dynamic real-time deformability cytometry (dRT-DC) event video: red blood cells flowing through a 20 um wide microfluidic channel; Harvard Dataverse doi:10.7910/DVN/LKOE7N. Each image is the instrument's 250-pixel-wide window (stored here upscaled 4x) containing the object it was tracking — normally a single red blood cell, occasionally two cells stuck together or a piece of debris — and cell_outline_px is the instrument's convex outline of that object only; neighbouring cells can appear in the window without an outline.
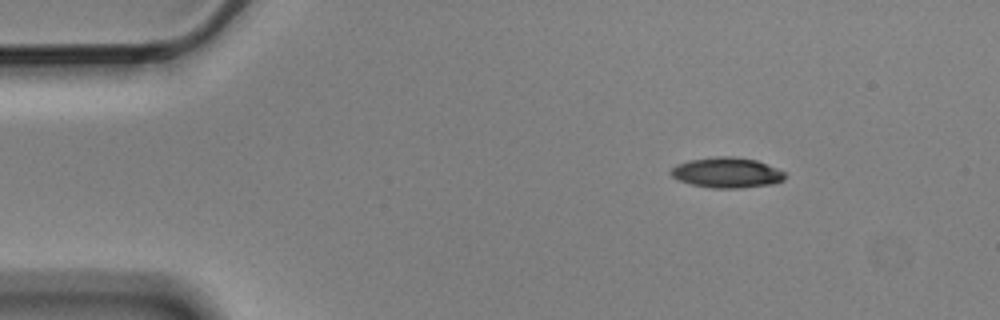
{"species": "Egyptian fruit bat (a non-hibernating species)", "species_latin": "Rousettus aegyptiacus", "temperature_condition": "cold", "stored_images_in_passage": 4, "camera_frame_rate_fps": 3000, "um_per_image_px": 0.085, "animal": {"sex": "male"}, "frame": {"image": 1, "passage_image": 1, "time_ms": 0.0, "image_size_px": [1000, 320], "cell_outline_px": [[784, 180], [772, 184], [740, 188], [712, 188], [692, 184], [676, 180], [668, 172], [676, 164], [688, 160], [716, 156], [732, 156], [756, 160], [776, 168], [784, 172]], "centroid_in_image_um": [61.73, 14.67], "position_along_channel_um": 23.3, "area_um2": 20.23}}
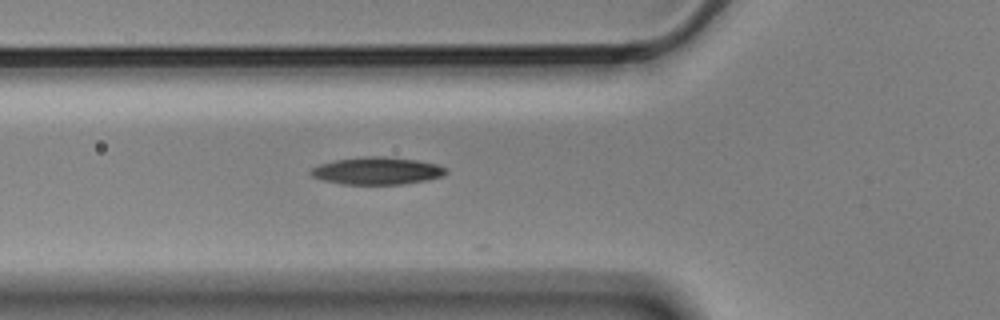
{"frame": {"image": 2, "passage_image": 4, "time_ms": 1.0, "image_size_px": [1000, 320], "cell_outline_px": [[448, 172], [444, 176], [424, 180], [400, 184], [340, 184], [324, 180], [312, 176], [308, 172], [312, 168], [320, 164], [336, 160], [368, 156], [384, 156], [416, 160], [436, 164], [448, 168]], "centroid_in_image_um": [32.06, 14.52], "position_along_channel_um": 93.7, "area_um2": 21.44}}